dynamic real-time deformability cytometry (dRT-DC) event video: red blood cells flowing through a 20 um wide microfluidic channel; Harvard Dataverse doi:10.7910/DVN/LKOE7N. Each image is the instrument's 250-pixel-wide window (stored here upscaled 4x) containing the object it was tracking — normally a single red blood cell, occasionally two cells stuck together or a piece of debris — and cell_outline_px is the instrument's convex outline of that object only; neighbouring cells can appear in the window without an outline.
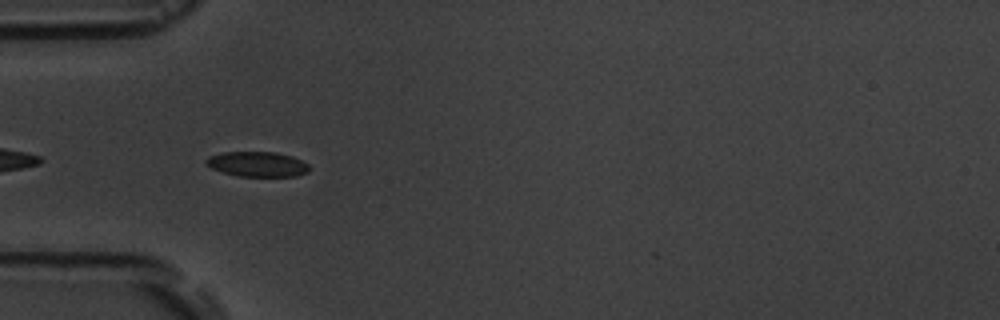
{"species": "common noctule bat (a hibernating species)", "species_latin": "Nyctalus noctula", "temperature_condition": "room temperature", "stored_images_in_passage": 6, "segment_of_instrument_passage": [2, 2], "camera_frame_rate_fps": 3000, "um_per_image_px": 0.085, "animal": {"sex": "male", "body_mass_g": 19.5, "forearm_length_mm": 54.6}, "frame": {"image": 1, "passage_image": 6, "time_ms": 5.667, "image_size_px": [1000, 320], "cell_outline_px": [[312, 168], [308, 172], [296, 176], [236, 176], [212, 168], [204, 164], [204, 160], [208, 156], [224, 152], [276, 152], [292, 156], [308, 164]], "centroid_in_image_um": [21.87, 13.95], "position_along_channel_um": 63.1, "area_um2": 15.14}}